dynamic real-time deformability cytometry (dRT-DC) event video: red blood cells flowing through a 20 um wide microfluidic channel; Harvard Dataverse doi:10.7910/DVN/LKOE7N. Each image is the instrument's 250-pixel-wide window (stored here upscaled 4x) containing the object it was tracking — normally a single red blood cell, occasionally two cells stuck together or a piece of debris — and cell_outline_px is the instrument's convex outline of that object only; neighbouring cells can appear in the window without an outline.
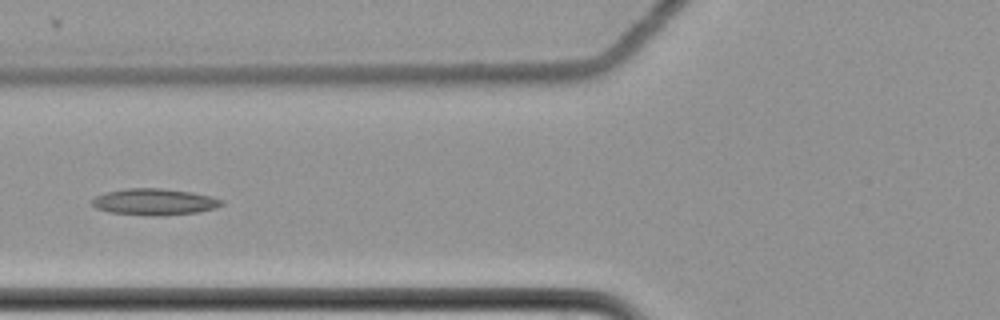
{"species": "common noctule bat (a hibernating species)", "species_latin": "Nyctalus noctula", "temperature_condition": "cold", "stored_images_in_passage": 8, "camera_frame_rate_fps": 3000, "um_per_image_px": 0.085, "animal": {"sex": "female", "body_mass_g": 22.7, "forearm_length_mm": 54.2}, "frame": {"image": 1, "passage_image": 7, "time_ms": 2.0, "image_size_px": [1000, 320], "cell_outline_px": [[224, 204], [216, 208], [196, 212], [156, 216], [152, 216], [108, 212], [96, 208], [92, 204], [92, 200], [96, 196], [104, 192], [124, 188], [160, 188], [192, 192], [212, 196], [224, 200]], "centroid_in_image_um": [13.13, 17.15], "position_along_channel_um": 112.7, "area_um2": 20.11}}
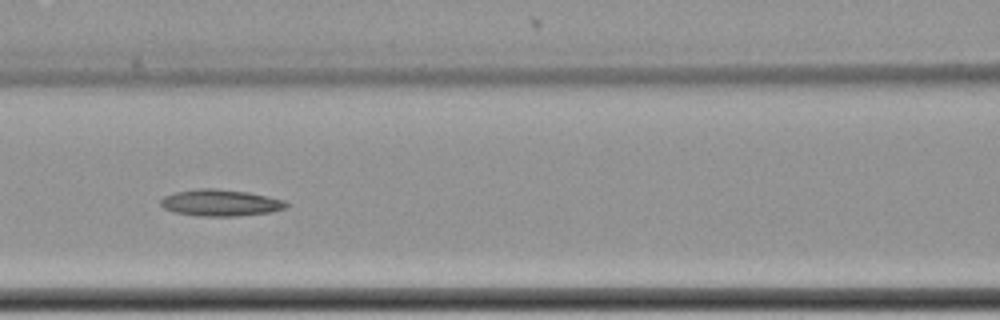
{"frame": {"image": 2, "passage_image": 8, "time_ms": 2.333, "image_size_px": [1000, 320], "cell_outline_px": [[288, 204], [284, 208], [272, 212], [240, 216], [196, 216], [176, 212], [164, 208], [160, 204], [160, 200], [164, 196], [176, 192], [196, 188], [216, 188], [248, 192], [268, 196], [284, 200]], "centroid_in_image_um": [18.74, 17.23], "position_along_channel_um": 147.9, "area_um2": 19.54}}